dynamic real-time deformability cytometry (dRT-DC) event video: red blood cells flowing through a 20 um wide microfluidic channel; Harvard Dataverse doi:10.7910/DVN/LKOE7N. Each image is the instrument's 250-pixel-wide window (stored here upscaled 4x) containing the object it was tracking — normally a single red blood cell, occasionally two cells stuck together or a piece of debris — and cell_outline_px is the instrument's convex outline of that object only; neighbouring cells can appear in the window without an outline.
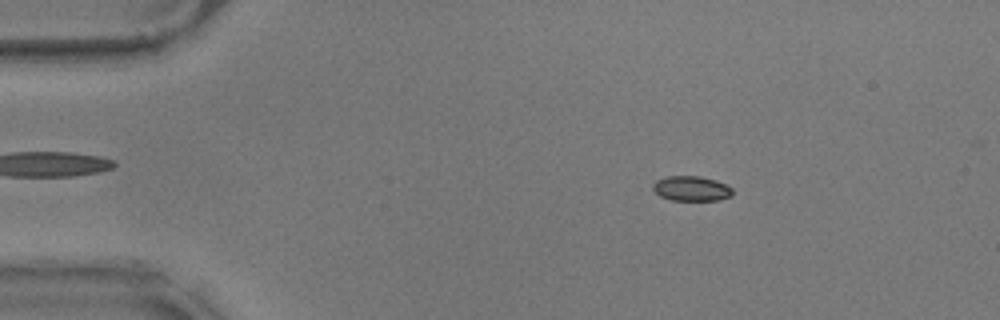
{"species": "common noctule bat (a hibernating species)", "species_latin": "Nyctalus noctula", "temperature_condition": "warm", "stored_images_in_passage": 57, "camera_frame_rate_fps": 3000, "um_per_image_px": 0.085, "animal": {"sex": "male", "body_mass_g": 17.9}, "frame": {"image": 1, "passage_image": 9, "time_ms": 2.667, "image_size_px": [1000, 320], "cell_outline_px": [[732, 196], [716, 200], [672, 200], [660, 196], [652, 188], [652, 184], [656, 180], [668, 176], [700, 176], [716, 180], [732, 188]], "centroid_in_image_um": [58.75, 16.02], "position_along_channel_um": 26.2, "area_um2": 11.5}}
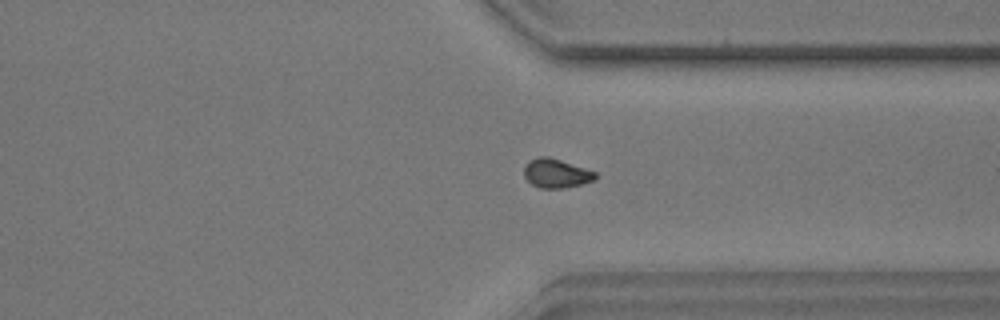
{"frame": {"image": 2, "passage_image": 43, "time_ms": 14.0, "image_size_px": [1000, 320], "cell_outline_px": [[596, 180], [580, 184], [560, 188], [540, 188], [532, 184], [524, 176], [524, 168], [532, 160], [540, 156], [548, 156], [596, 172]], "centroid_in_image_um": [47.29, 14.74], "position_along_channel_um": 364.1, "area_um2": 11.73}}
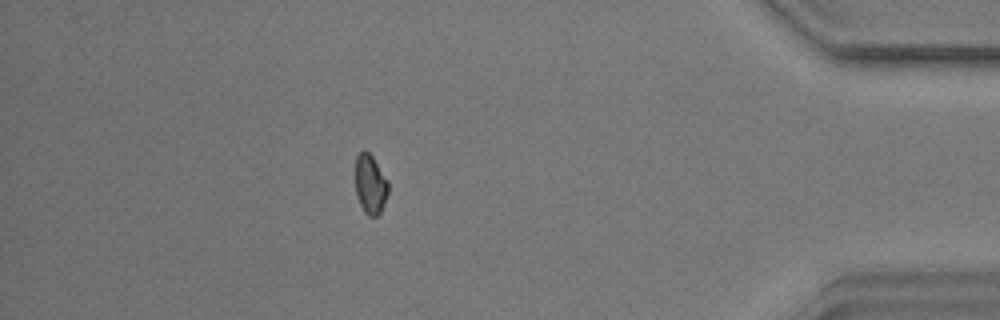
{"frame": {"image": 3, "passage_image": 50, "time_ms": 16.333, "image_size_px": [1000, 320], "cell_outline_px": [[388, 192], [380, 212], [376, 216], [368, 216], [364, 212], [356, 196], [356, 156], [364, 148], [372, 156], [388, 180]], "centroid_in_image_um": [31.47, 15.65], "position_along_channel_um": 403.7, "area_um2": 11.33}, "authors_computed_cell_mechanics": {"area_um2": 11.9646, "velocity_mm_per_s": 3.5476, "shape_relaxation_time_tau1_ms": null, "shape_relaxation_time_tau2_ms": 6.9581, "deformation_change_tau1": null, "deformation_change_tau2": 0.0751}}